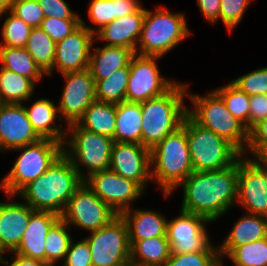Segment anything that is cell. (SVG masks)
I'll return each instance as SVG.
<instances>
[{
	"mask_svg": "<svg viewBox=\"0 0 267 266\" xmlns=\"http://www.w3.org/2000/svg\"><path fill=\"white\" fill-rule=\"evenodd\" d=\"M267 237V217L249 214L236 222L226 238L219 254H229L235 247L252 243Z\"/></svg>",
	"mask_w": 267,
	"mask_h": 266,
	"instance_id": "cell-24",
	"label": "cell"
},
{
	"mask_svg": "<svg viewBox=\"0 0 267 266\" xmlns=\"http://www.w3.org/2000/svg\"><path fill=\"white\" fill-rule=\"evenodd\" d=\"M65 259L64 266H92L91 253L86 239L76 244L71 241Z\"/></svg>",
	"mask_w": 267,
	"mask_h": 266,
	"instance_id": "cell-44",
	"label": "cell"
},
{
	"mask_svg": "<svg viewBox=\"0 0 267 266\" xmlns=\"http://www.w3.org/2000/svg\"><path fill=\"white\" fill-rule=\"evenodd\" d=\"M67 223L59 218L49 229L45 244V263L53 264L60 258L66 257V253L71 243L68 234Z\"/></svg>",
	"mask_w": 267,
	"mask_h": 266,
	"instance_id": "cell-34",
	"label": "cell"
},
{
	"mask_svg": "<svg viewBox=\"0 0 267 266\" xmlns=\"http://www.w3.org/2000/svg\"><path fill=\"white\" fill-rule=\"evenodd\" d=\"M181 210L214 221L237 201L238 160L218 171H193L183 182Z\"/></svg>",
	"mask_w": 267,
	"mask_h": 266,
	"instance_id": "cell-1",
	"label": "cell"
},
{
	"mask_svg": "<svg viewBox=\"0 0 267 266\" xmlns=\"http://www.w3.org/2000/svg\"><path fill=\"white\" fill-rule=\"evenodd\" d=\"M145 9L140 7L135 13L113 20L101 30L97 38L109 41L106 46L129 48L137 55V41L142 33Z\"/></svg>",
	"mask_w": 267,
	"mask_h": 266,
	"instance_id": "cell-21",
	"label": "cell"
},
{
	"mask_svg": "<svg viewBox=\"0 0 267 266\" xmlns=\"http://www.w3.org/2000/svg\"><path fill=\"white\" fill-rule=\"evenodd\" d=\"M228 256L236 266H267V237L235 247Z\"/></svg>",
	"mask_w": 267,
	"mask_h": 266,
	"instance_id": "cell-36",
	"label": "cell"
},
{
	"mask_svg": "<svg viewBox=\"0 0 267 266\" xmlns=\"http://www.w3.org/2000/svg\"><path fill=\"white\" fill-rule=\"evenodd\" d=\"M40 139L21 103L0 105V149L23 147Z\"/></svg>",
	"mask_w": 267,
	"mask_h": 266,
	"instance_id": "cell-19",
	"label": "cell"
},
{
	"mask_svg": "<svg viewBox=\"0 0 267 266\" xmlns=\"http://www.w3.org/2000/svg\"><path fill=\"white\" fill-rule=\"evenodd\" d=\"M136 256L140 261H135ZM169 256L170 246L167 236L130 241V266H165Z\"/></svg>",
	"mask_w": 267,
	"mask_h": 266,
	"instance_id": "cell-27",
	"label": "cell"
},
{
	"mask_svg": "<svg viewBox=\"0 0 267 266\" xmlns=\"http://www.w3.org/2000/svg\"><path fill=\"white\" fill-rule=\"evenodd\" d=\"M12 0H0V16L10 10Z\"/></svg>",
	"mask_w": 267,
	"mask_h": 266,
	"instance_id": "cell-51",
	"label": "cell"
},
{
	"mask_svg": "<svg viewBox=\"0 0 267 266\" xmlns=\"http://www.w3.org/2000/svg\"><path fill=\"white\" fill-rule=\"evenodd\" d=\"M45 17H53L64 20H81L77 15L73 14L64 0H36Z\"/></svg>",
	"mask_w": 267,
	"mask_h": 266,
	"instance_id": "cell-45",
	"label": "cell"
},
{
	"mask_svg": "<svg viewBox=\"0 0 267 266\" xmlns=\"http://www.w3.org/2000/svg\"><path fill=\"white\" fill-rule=\"evenodd\" d=\"M42 266H53V264H46V263H44Z\"/></svg>",
	"mask_w": 267,
	"mask_h": 266,
	"instance_id": "cell-54",
	"label": "cell"
},
{
	"mask_svg": "<svg viewBox=\"0 0 267 266\" xmlns=\"http://www.w3.org/2000/svg\"><path fill=\"white\" fill-rule=\"evenodd\" d=\"M88 179L84 180L86 186L117 215L128 210L129 202L136 200L143 191L137 182L124 178L110 169L94 173Z\"/></svg>",
	"mask_w": 267,
	"mask_h": 266,
	"instance_id": "cell-14",
	"label": "cell"
},
{
	"mask_svg": "<svg viewBox=\"0 0 267 266\" xmlns=\"http://www.w3.org/2000/svg\"><path fill=\"white\" fill-rule=\"evenodd\" d=\"M246 148L250 149L257 159L267 150V118L249 131V143Z\"/></svg>",
	"mask_w": 267,
	"mask_h": 266,
	"instance_id": "cell-46",
	"label": "cell"
},
{
	"mask_svg": "<svg viewBox=\"0 0 267 266\" xmlns=\"http://www.w3.org/2000/svg\"><path fill=\"white\" fill-rule=\"evenodd\" d=\"M85 238L91 253L92 266H130L128 228L121 215Z\"/></svg>",
	"mask_w": 267,
	"mask_h": 266,
	"instance_id": "cell-9",
	"label": "cell"
},
{
	"mask_svg": "<svg viewBox=\"0 0 267 266\" xmlns=\"http://www.w3.org/2000/svg\"><path fill=\"white\" fill-rule=\"evenodd\" d=\"M35 82L11 70L0 69V100L2 103L20 104L29 99Z\"/></svg>",
	"mask_w": 267,
	"mask_h": 266,
	"instance_id": "cell-32",
	"label": "cell"
},
{
	"mask_svg": "<svg viewBox=\"0 0 267 266\" xmlns=\"http://www.w3.org/2000/svg\"><path fill=\"white\" fill-rule=\"evenodd\" d=\"M31 30L30 25L11 13L6 18L2 29L5 45L0 42V46L25 48Z\"/></svg>",
	"mask_w": 267,
	"mask_h": 266,
	"instance_id": "cell-37",
	"label": "cell"
},
{
	"mask_svg": "<svg viewBox=\"0 0 267 266\" xmlns=\"http://www.w3.org/2000/svg\"><path fill=\"white\" fill-rule=\"evenodd\" d=\"M9 11L32 28L40 27L45 18L44 12L36 0H12Z\"/></svg>",
	"mask_w": 267,
	"mask_h": 266,
	"instance_id": "cell-39",
	"label": "cell"
},
{
	"mask_svg": "<svg viewBox=\"0 0 267 266\" xmlns=\"http://www.w3.org/2000/svg\"><path fill=\"white\" fill-rule=\"evenodd\" d=\"M250 0H221L220 18L230 30L241 20Z\"/></svg>",
	"mask_w": 267,
	"mask_h": 266,
	"instance_id": "cell-42",
	"label": "cell"
},
{
	"mask_svg": "<svg viewBox=\"0 0 267 266\" xmlns=\"http://www.w3.org/2000/svg\"><path fill=\"white\" fill-rule=\"evenodd\" d=\"M77 124L86 131L113 139L116 128V104L95 100L85 110Z\"/></svg>",
	"mask_w": 267,
	"mask_h": 266,
	"instance_id": "cell-28",
	"label": "cell"
},
{
	"mask_svg": "<svg viewBox=\"0 0 267 266\" xmlns=\"http://www.w3.org/2000/svg\"><path fill=\"white\" fill-rule=\"evenodd\" d=\"M219 252L171 254L165 266H223Z\"/></svg>",
	"mask_w": 267,
	"mask_h": 266,
	"instance_id": "cell-38",
	"label": "cell"
},
{
	"mask_svg": "<svg viewBox=\"0 0 267 266\" xmlns=\"http://www.w3.org/2000/svg\"><path fill=\"white\" fill-rule=\"evenodd\" d=\"M232 83L248 96L267 94V67L241 76Z\"/></svg>",
	"mask_w": 267,
	"mask_h": 266,
	"instance_id": "cell-40",
	"label": "cell"
},
{
	"mask_svg": "<svg viewBox=\"0 0 267 266\" xmlns=\"http://www.w3.org/2000/svg\"><path fill=\"white\" fill-rule=\"evenodd\" d=\"M66 85L59 102L58 111L63 114L67 123H77L85 110L96 99V86L92 74L87 69L64 73Z\"/></svg>",
	"mask_w": 267,
	"mask_h": 266,
	"instance_id": "cell-16",
	"label": "cell"
},
{
	"mask_svg": "<svg viewBox=\"0 0 267 266\" xmlns=\"http://www.w3.org/2000/svg\"><path fill=\"white\" fill-rule=\"evenodd\" d=\"M84 183L70 159L62 153L48 170L30 181L17 194L33 210L63 213L68 200Z\"/></svg>",
	"mask_w": 267,
	"mask_h": 266,
	"instance_id": "cell-2",
	"label": "cell"
},
{
	"mask_svg": "<svg viewBox=\"0 0 267 266\" xmlns=\"http://www.w3.org/2000/svg\"><path fill=\"white\" fill-rule=\"evenodd\" d=\"M125 220L129 241H140L158 236H167V221L163 216L152 211L136 210L130 215V209L120 214Z\"/></svg>",
	"mask_w": 267,
	"mask_h": 266,
	"instance_id": "cell-25",
	"label": "cell"
},
{
	"mask_svg": "<svg viewBox=\"0 0 267 266\" xmlns=\"http://www.w3.org/2000/svg\"><path fill=\"white\" fill-rule=\"evenodd\" d=\"M153 163L155 167L151 177H155L166 196L193 172L186 136V116L181 127L151 149Z\"/></svg>",
	"mask_w": 267,
	"mask_h": 266,
	"instance_id": "cell-4",
	"label": "cell"
},
{
	"mask_svg": "<svg viewBox=\"0 0 267 266\" xmlns=\"http://www.w3.org/2000/svg\"><path fill=\"white\" fill-rule=\"evenodd\" d=\"M117 214L103 202L85 183L68 200L60 218L89 231L107 225Z\"/></svg>",
	"mask_w": 267,
	"mask_h": 266,
	"instance_id": "cell-11",
	"label": "cell"
},
{
	"mask_svg": "<svg viewBox=\"0 0 267 266\" xmlns=\"http://www.w3.org/2000/svg\"><path fill=\"white\" fill-rule=\"evenodd\" d=\"M81 25V20H64L45 17L40 27L57 43L73 33Z\"/></svg>",
	"mask_w": 267,
	"mask_h": 266,
	"instance_id": "cell-41",
	"label": "cell"
},
{
	"mask_svg": "<svg viewBox=\"0 0 267 266\" xmlns=\"http://www.w3.org/2000/svg\"><path fill=\"white\" fill-rule=\"evenodd\" d=\"M203 216L181 210V215L167 222L166 235L171 254L217 252L209 242Z\"/></svg>",
	"mask_w": 267,
	"mask_h": 266,
	"instance_id": "cell-13",
	"label": "cell"
},
{
	"mask_svg": "<svg viewBox=\"0 0 267 266\" xmlns=\"http://www.w3.org/2000/svg\"><path fill=\"white\" fill-rule=\"evenodd\" d=\"M158 56L136 54L129 65V81L126 89V101L143 102L159 97L169 91L175 84L160 76L155 63Z\"/></svg>",
	"mask_w": 267,
	"mask_h": 266,
	"instance_id": "cell-12",
	"label": "cell"
},
{
	"mask_svg": "<svg viewBox=\"0 0 267 266\" xmlns=\"http://www.w3.org/2000/svg\"><path fill=\"white\" fill-rule=\"evenodd\" d=\"M3 253H4V252L0 249V262L3 261V260H2V257H1V255H2Z\"/></svg>",
	"mask_w": 267,
	"mask_h": 266,
	"instance_id": "cell-53",
	"label": "cell"
},
{
	"mask_svg": "<svg viewBox=\"0 0 267 266\" xmlns=\"http://www.w3.org/2000/svg\"><path fill=\"white\" fill-rule=\"evenodd\" d=\"M267 118V94L250 96L249 131Z\"/></svg>",
	"mask_w": 267,
	"mask_h": 266,
	"instance_id": "cell-47",
	"label": "cell"
},
{
	"mask_svg": "<svg viewBox=\"0 0 267 266\" xmlns=\"http://www.w3.org/2000/svg\"><path fill=\"white\" fill-rule=\"evenodd\" d=\"M151 149L139 143L115 142L111 153L109 169L137 182L142 188L151 178Z\"/></svg>",
	"mask_w": 267,
	"mask_h": 266,
	"instance_id": "cell-18",
	"label": "cell"
},
{
	"mask_svg": "<svg viewBox=\"0 0 267 266\" xmlns=\"http://www.w3.org/2000/svg\"><path fill=\"white\" fill-rule=\"evenodd\" d=\"M25 48L44 74L49 75L53 69L56 49L52 38L41 27H33Z\"/></svg>",
	"mask_w": 267,
	"mask_h": 266,
	"instance_id": "cell-31",
	"label": "cell"
},
{
	"mask_svg": "<svg viewBox=\"0 0 267 266\" xmlns=\"http://www.w3.org/2000/svg\"><path fill=\"white\" fill-rule=\"evenodd\" d=\"M140 7L136 0H114L115 19L135 13Z\"/></svg>",
	"mask_w": 267,
	"mask_h": 266,
	"instance_id": "cell-49",
	"label": "cell"
},
{
	"mask_svg": "<svg viewBox=\"0 0 267 266\" xmlns=\"http://www.w3.org/2000/svg\"><path fill=\"white\" fill-rule=\"evenodd\" d=\"M15 254H16L15 256L16 258L10 264V266H42L44 264L43 262L39 260L28 258L17 253Z\"/></svg>",
	"mask_w": 267,
	"mask_h": 266,
	"instance_id": "cell-50",
	"label": "cell"
},
{
	"mask_svg": "<svg viewBox=\"0 0 267 266\" xmlns=\"http://www.w3.org/2000/svg\"><path fill=\"white\" fill-rule=\"evenodd\" d=\"M0 62L3 68L32 79L34 82L40 80L44 73L26 48L0 46Z\"/></svg>",
	"mask_w": 267,
	"mask_h": 266,
	"instance_id": "cell-30",
	"label": "cell"
},
{
	"mask_svg": "<svg viewBox=\"0 0 267 266\" xmlns=\"http://www.w3.org/2000/svg\"><path fill=\"white\" fill-rule=\"evenodd\" d=\"M194 103V111L188 110V115L201 127L211 130L216 135L231 143L240 153L248 146L249 131L227 109L222 98L214 91L207 96H195L190 94Z\"/></svg>",
	"mask_w": 267,
	"mask_h": 266,
	"instance_id": "cell-6",
	"label": "cell"
},
{
	"mask_svg": "<svg viewBox=\"0 0 267 266\" xmlns=\"http://www.w3.org/2000/svg\"><path fill=\"white\" fill-rule=\"evenodd\" d=\"M114 141L142 144V113L139 102L123 101L116 104Z\"/></svg>",
	"mask_w": 267,
	"mask_h": 266,
	"instance_id": "cell-26",
	"label": "cell"
},
{
	"mask_svg": "<svg viewBox=\"0 0 267 266\" xmlns=\"http://www.w3.org/2000/svg\"><path fill=\"white\" fill-rule=\"evenodd\" d=\"M33 209L23 203H0V249L14 251L20 244Z\"/></svg>",
	"mask_w": 267,
	"mask_h": 266,
	"instance_id": "cell-22",
	"label": "cell"
},
{
	"mask_svg": "<svg viewBox=\"0 0 267 266\" xmlns=\"http://www.w3.org/2000/svg\"><path fill=\"white\" fill-rule=\"evenodd\" d=\"M69 126L71 130L73 129V139L69 141L72 150L68 152L65 149L63 153L70 159L80 178L83 181L86 179L79 170V163L88 167V176L109 169L112 148L115 143L114 139L105 135L86 131L77 123L70 124Z\"/></svg>",
	"mask_w": 267,
	"mask_h": 266,
	"instance_id": "cell-10",
	"label": "cell"
},
{
	"mask_svg": "<svg viewBox=\"0 0 267 266\" xmlns=\"http://www.w3.org/2000/svg\"><path fill=\"white\" fill-rule=\"evenodd\" d=\"M184 16L158 9L154 14L145 9L140 36L139 55L163 56L190 34Z\"/></svg>",
	"mask_w": 267,
	"mask_h": 266,
	"instance_id": "cell-8",
	"label": "cell"
},
{
	"mask_svg": "<svg viewBox=\"0 0 267 266\" xmlns=\"http://www.w3.org/2000/svg\"><path fill=\"white\" fill-rule=\"evenodd\" d=\"M198 5L203 16L210 22L220 19L221 0H198Z\"/></svg>",
	"mask_w": 267,
	"mask_h": 266,
	"instance_id": "cell-48",
	"label": "cell"
},
{
	"mask_svg": "<svg viewBox=\"0 0 267 266\" xmlns=\"http://www.w3.org/2000/svg\"><path fill=\"white\" fill-rule=\"evenodd\" d=\"M224 101L228 111L249 131L250 96L232 82L215 91Z\"/></svg>",
	"mask_w": 267,
	"mask_h": 266,
	"instance_id": "cell-35",
	"label": "cell"
},
{
	"mask_svg": "<svg viewBox=\"0 0 267 266\" xmlns=\"http://www.w3.org/2000/svg\"><path fill=\"white\" fill-rule=\"evenodd\" d=\"M129 66L115 70L106 79L95 83L96 99L101 102L119 104L126 101V89L129 81Z\"/></svg>",
	"mask_w": 267,
	"mask_h": 266,
	"instance_id": "cell-33",
	"label": "cell"
},
{
	"mask_svg": "<svg viewBox=\"0 0 267 266\" xmlns=\"http://www.w3.org/2000/svg\"><path fill=\"white\" fill-rule=\"evenodd\" d=\"M89 18L101 30L115 20L114 0H92L89 6Z\"/></svg>",
	"mask_w": 267,
	"mask_h": 266,
	"instance_id": "cell-43",
	"label": "cell"
},
{
	"mask_svg": "<svg viewBox=\"0 0 267 266\" xmlns=\"http://www.w3.org/2000/svg\"><path fill=\"white\" fill-rule=\"evenodd\" d=\"M96 30L81 25L62 41L56 43L53 67L64 73L87 69L90 59V47Z\"/></svg>",
	"mask_w": 267,
	"mask_h": 266,
	"instance_id": "cell-17",
	"label": "cell"
},
{
	"mask_svg": "<svg viewBox=\"0 0 267 266\" xmlns=\"http://www.w3.org/2000/svg\"><path fill=\"white\" fill-rule=\"evenodd\" d=\"M186 136L193 171H218L232 166L241 153L227 140L186 115ZM236 158V159H235Z\"/></svg>",
	"mask_w": 267,
	"mask_h": 266,
	"instance_id": "cell-5",
	"label": "cell"
},
{
	"mask_svg": "<svg viewBox=\"0 0 267 266\" xmlns=\"http://www.w3.org/2000/svg\"><path fill=\"white\" fill-rule=\"evenodd\" d=\"M96 53H90L88 70L95 83L106 79L115 70L128 67L135 52L129 48L105 46L96 48Z\"/></svg>",
	"mask_w": 267,
	"mask_h": 266,
	"instance_id": "cell-23",
	"label": "cell"
},
{
	"mask_svg": "<svg viewBox=\"0 0 267 266\" xmlns=\"http://www.w3.org/2000/svg\"><path fill=\"white\" fill-rule=\"evenodd\" d=\"M258 161L267 168V150L258 158Z\"/></svg>",
	"mask_w": 267,
	"mask_h": 266,
	"instance_id": "cell-52",
	"label": "cell"
},
{
	"mask_svg": "<svg viewBox=\"0 0 267 266\" xmlns=\"http://www.w3.org/2000/svg\"><path fill=\"white\" fill-rule=\"evenodd\" d=\"M59 218L50 211L33 210L22 240L13 252L45 263L46 236Z\"/></svg>",
	"mask_w": 267,
	"mask_h": 266,
	"instance_id": "cell-20",
	"label": "cell"
},
{
	"mask_svg": "<svg viewBox=\"0 0 267 266\" xmlns=\"http://www.w3.org/2000/svg\"><path fill=\"white\" fill-rule=\"evenodd\" d=\"M186 85L176 84L165 94L140 102L142 113V145L152 149L182 126L188 110L183 98Z\"/></svg>",
	"mask_w": 267,
	"mask_h": 266,
	"instance_id": "cell-3",
	"label": "cell"
},
{
	"mask_svg": "<svg viewBox=\"0 0 267 266\" xmlns=\"http://www.w3.org/2000/svg\"><path fill=\"white\" fill-rule=\"evenodd\" d=\"M63 144L52 139L41 138L37 142L18 147L24 152L19 156L0 187L9 197L18 193L30 181L44 174L63 153Z\"/></svg>",
	"mask_w": 267,
	"mask_h": 266,
	"instance_id": "cell-7",
	"label": "cell"
},
{
	"mask_svg": "<svg viewBox=\"0 0 267 266\" xmlns=\"http://www.w3.org/2000/svg\"><path fill=\"white\" fill-rule=\"evenodd\" d=\"M28 119L35 130V132L41 138L52 139L60 143H64V132L60 128L54 127L51 124L54 123L56 118V107L51 101L47 99H41L35 101L31 108L25 107Z\"/></svg>",
	"mask_w": 267,
	"mask_h": 266,
	"instance_id": "cell-29",
	"label": "cell"
},
{
	"mask_svg": "<svg viewBox=\"0 0 267 266\" xmlns=\"http://www.w3.org/2000/svg\"><path fill=\"white\" fill-rule=\"evenodd\" d=\"M237 202L250 214L267 217V168L260 161L238 159Z\"/></svg>",
	"mask_w": 267,
	"mask_h": 266,
	"instance_id": "cell-15",
	"label": "cell"
}]
</instances>
